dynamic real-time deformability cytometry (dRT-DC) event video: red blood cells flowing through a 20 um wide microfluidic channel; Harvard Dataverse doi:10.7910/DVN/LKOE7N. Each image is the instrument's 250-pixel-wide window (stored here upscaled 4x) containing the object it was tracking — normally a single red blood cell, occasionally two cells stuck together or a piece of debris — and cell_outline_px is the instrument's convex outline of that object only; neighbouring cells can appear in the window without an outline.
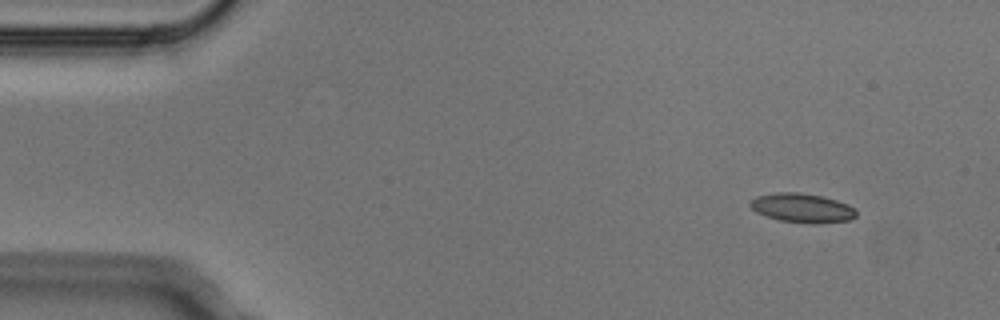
{"species": "Egyptian fruit bat (a non-hibernating species)", "species_latin": "Rousettus aegyptiacus", "temperature_condition": "cold", "stored_images_in_passage": 5, "segment_of_instrument_passage": [1, 2], "camera_frame_rate_fps": 3000, "um_per_image_px": 0.085, "animal": {"sex": "male"}, "frame": {"image": 1, "passage_image": 1, "time_ms": 0.0, "image_size_px": [1000, 320], "cell_outline_px": [[856, 216], [848, 220], [816, 224], [812, 224], [780, 220], [756, 212], [748, 204], [748, 200], [756, 196], [776, 192], [800, 192], [820, 196], [836, 200], [848, 204], [856, 208]], "centroid_in_image_um": [68.17, 17.67], "position_along_channel_um": 16.8, "area_um2": 18.09}}